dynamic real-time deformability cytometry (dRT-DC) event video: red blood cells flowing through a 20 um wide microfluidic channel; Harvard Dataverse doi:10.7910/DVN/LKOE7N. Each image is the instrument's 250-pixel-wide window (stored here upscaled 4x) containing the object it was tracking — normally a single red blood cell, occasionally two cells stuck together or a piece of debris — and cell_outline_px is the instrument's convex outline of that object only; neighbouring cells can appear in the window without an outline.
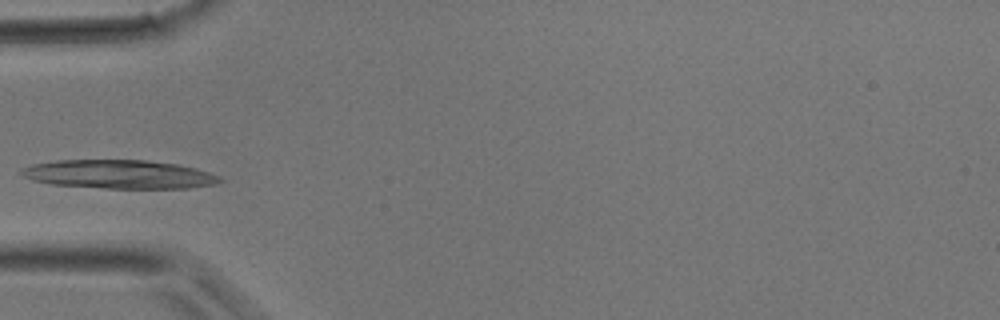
{"species": "common noctule bat (a hibernating species)", "species_latin": "Nyctalus noctula", "temperature_condition": "room temperature", "stored_images_in_passage": 27, "camera_frame_rate_fps": 3000, "um_per_image_px": 0.085, "animal": {"sex": "male", "body_mass_g": 17.9}, "frame": {"image": 1, "passage_image": 1, "time_ms": 0.0, "image_size_px": [1000, 320], "cell_outline_px": [[224, 180], [216, 184], [188, 188], [104, 188], [52, 184], [32, 180], [24, 176], [20, 172], [24, 168], [32, 164], [56, 160], [144, 160], [176, 164], [196, 168], [220, 176]], "centroid_in_image_um": [10.15, 14.81], "position_along_channel_um": 74.8, "area_um2": 33.0}}
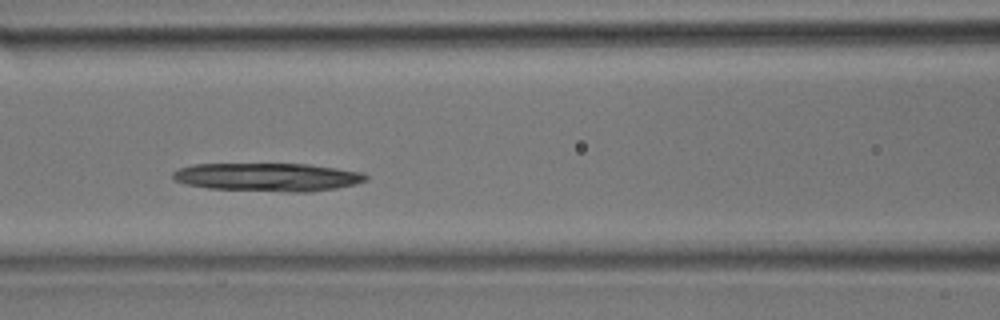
{"frame": {"image": 2, "passage_image": 5, "time_ms": 1.333, "image_size_px": [1000, 320], "cell_outline_px": [[368, 180], [356, 184], [336, 188], [312, 192], [288, 192], [208, 188], [184, 184], [176, 180], [172, 176], [172, 172], [180, 168], [192, 164], [308, 164], [364, 172], [368, 176]], "centroid_in_image_um": [22.79, 15.05], "position_along_channel_um": 143.8, "area_um2": 31.96}}
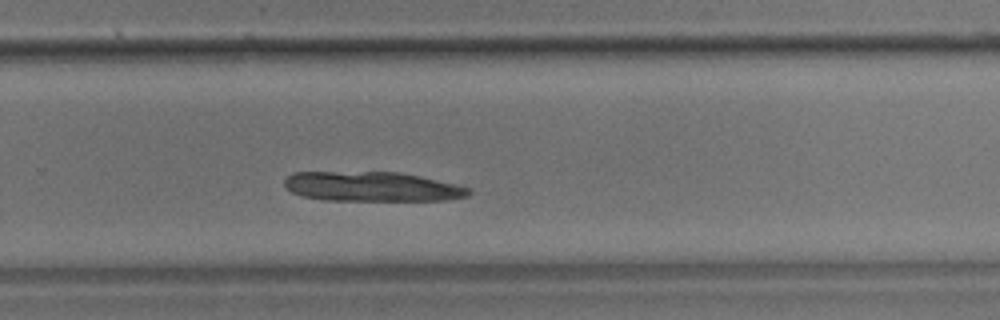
{"frame": {"image": 3, "passage_image": 14, "time_ms": 4.333, "image_size_px": [1000, 320], "cell_outline_px": [[472, 192], [468, 196], [444, 200], [320, 200], [300, 196], [284, 188], [284, 180], [292, 172], [396, 172], [420, 176], [472, 188]], "centroid_in_image_um": [31.57, 15.86], "position_along_channel_um": 298.2, "area_um2": 31.96}}